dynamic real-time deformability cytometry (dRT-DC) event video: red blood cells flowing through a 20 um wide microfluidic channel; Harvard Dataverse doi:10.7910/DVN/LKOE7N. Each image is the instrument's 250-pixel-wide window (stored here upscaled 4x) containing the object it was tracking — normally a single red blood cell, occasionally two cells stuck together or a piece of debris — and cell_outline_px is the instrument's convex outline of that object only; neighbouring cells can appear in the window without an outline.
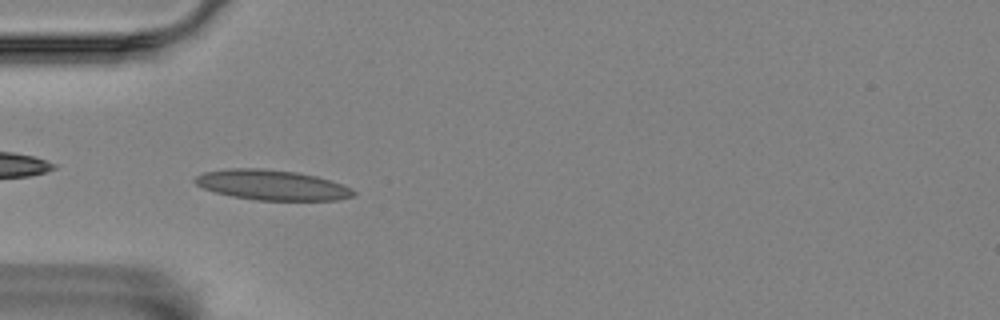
{"species": "Egyptian fruit bat (a non-hibernating species)", "species_latin": "Rousettus aegyptiacus", "temperature_condition": "room temperature", "stored_images_in_passage": 5, "camera_frame_rate_fps": 3000, "um_per_image_px": 0.085, "animal": {"sex": "female"}, "frame": {"image": 1, "passage_image": 4, "time_ms": 1.0, "image_size_px": [1000, 320], "cell_outline_px": [[356, 196], [336, 200], [256, 200], [232, 196], [216, 192], [204, 188], [196, 184], [192, 180], [196, 176], [204, 172], [228, 168], [260, 168], [296, 172], [316, 176], [340, 184], [356, 192]], "centroid_in_image_um": [23.08, 15.72], "position_along_channel_um": 61.9, "area_um2": 27.63}}
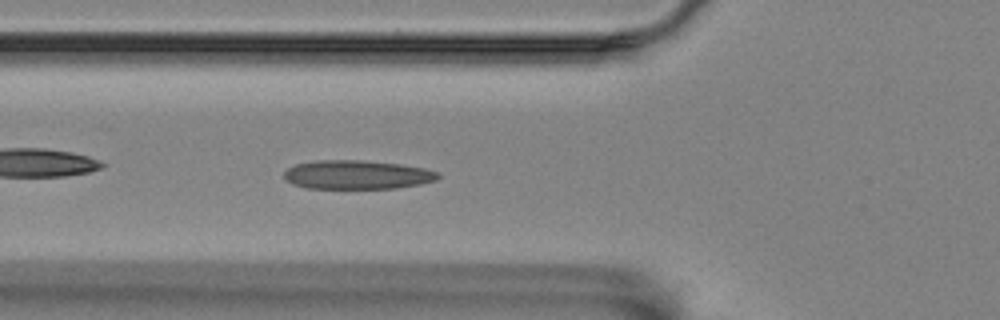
{"frame": {"image": 2, "passage_image": 5, "time_ms": 1.333, "image_size_px": [1000, 320], "cell_outline_px": [[440, 176], [436, 180], [420, 184], [396, 188], [308, 188], [292, 184], [284, 180], [284, 172], [288, 168], [296, 164], [316, 160], [360, 160], [400, 164], [424, 168], [440, 172]], "centroid_in_image_um": [30.34, 14.85], "position_along_channel_um": 95.5, "area_um2": 25.95}}